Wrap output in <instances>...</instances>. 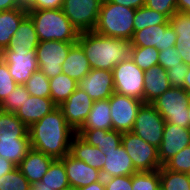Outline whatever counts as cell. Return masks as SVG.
Segmentation results:
<instances>
[{"mask_svg":"<svg viewBox=\"0 0 190 190\" xmlns=\"http://www.w3.org/2000/svg\"><path fill=\"white\" fill-rule=\"evenodd\" d=\"M135 10L103 0L93 31L106 37L123 38L130 41L134 34Z\"/></svg>","mask_w":190,"mask_h":190,"instance_id":"277c9868","label":"cell"},{"mask_svg":"<svg viewBox=\"0 0 190 190\" xmlns=\"http://www.w3.org/2000/svg\"><path fill=\"white\" fill-rule=\"evenodd\" d=\"M143 101L114 92L109 98L113 130L131 132Z\"/></svg>","mask_w":190,"mask_h":190,"instance_id":"8fae6325","label":"cell"},{"mask_svg":"<svg viewBox=\"0 0 190 190\" xmlns=\"http://www.w3.org/2000/svg\"><path fill=\"white\" fill-rule=\"evenodd\" d=\"M103 0H63L62 11L79 33L93 31Z\"/></svg>","mask_w":190,"mask_h":190,"instance_id":"30bf717a","label":"cell"},{"mask_svg":"<svg viewBox=\"0 0 190 190\" xmlns=\"http://www.w3.org/2000/svg\"><path fill=\"white\" fill-rule=\"evenodd\" d=\"M108 1L132 9H138L140 7L145 6V0H108Z\"/></svg>","mask_w":190,"mask_h":190,"instance_id":"c3c4849f","label":"cell"},{"mask_svg":"<svg viewBox=\"0 0 190 190\" xmlns=\"http://www.w3.org/2000/svg\"><path fill=\"white\" fill-rule=\"evenodd\" d=\"M39 39L32 20L27 16L19 25L9 45L3 51L36 50Z\"/></svg>","mask_w":190,"mask_h":190,"instance_id":"4316f807","label":"cell"},{"mask_svg":"<svg viewBox=\"0 0 190 190\" xmlns=\"http://www.w3.org/2000/svg\"><path fill=\"white\" fill-rule=\"evenodd\" d=\"M63 0H30L26 5L27 10L61 9Z\"/></svg>","mask_w":190,"mask_h":190,"instance_id":"bcb514c9","label":"cell"},{"mask_svg":"<svg viewBox=\"0 0 190 190\" xmlns=\"http://www.w3.org/2000/svg\"><path fill=\"white\" fill-rule=\"evenodd\" d=\"M77 43L84 50L91 69L112 71L117 64L131 55L130 41L106 37L94 31L80 33Z\"/></svg>","mask_w":190,"mask_h":190,"instance_id":"7a4b0ae2","label":"cell"},{"mask_svg":"<svg viewBox=\"0 0 190 190\" xmlns=\"http://www.w3.org/2000/svg\"><path fill=\"white\" fill-rule=\"evenodd\" d=\"M71 187L82 188L103 179L101 171L74 158L70 153L61 158Z\"/></svg>","mask_w":190,"mask_h":190,"instance_id":"e0dca14e","label":"cell"},{"mask_svg":"<svg viewBox=\"0 0 190 190\" xmlns=\"http://www.w3.org/2000/svg\"><path fill=\"white\" fill-rule=\"evenodd\" d=\"M31 149L30 136L0 135V157L18 166Z\"/></svg>","mask_w":190,"mask_h":190,"instance_id":"484cf974","label":"cell"},{"mask_svg":"<svg viewBox=\"0 0 190 190\" xmlns=\"http://www.w3.org/2000/svg\"><path fill=\"white\" fill-rule=\"evenodd\" d=\"M30 190H53V189L48 188L47 186H43V183L40 181L39 183L31 185Z\"/></svg>","mask_w":190,"mask_h":190,"instance_id":"11a10c76","label":"cell"},{"mask_svg":"<svg viewBox=\"0 0 190 190\" xmlns=\"http://www.w3.org/2000/svg\"><path fill=\"white\" fill-rule=\"evenodd\" d=\"M175 48L181 56L183 63L190 66V40H182V43L175 45Z\"/></svg>","mask_w":190,"mask_h":190,"instance_id":"7dc6e473","label":"cell"},{"mask_svg":"<svg viewBox=\"0 0 190 190\" xmlns=\"http://www.w3.org/2000/svg\"><path fill=\"white\" fill-rule=\"evenodd\" d=\"M62 190H77V189L74 188V187L69 186V187H67V188H65V189H62Z\"/></svg>","mask_w":190,"mask_h":190,"instance_id":"6f0895ef","label":"cell"},{"mask_svg":"<svg viewBox=\"0 0 190 190\" xmlns=\"http://www.w3.org/2000/svg\"><path fill=\"white\" fill-rule=\"evenodd\" d=\"M31 184L18 167L0 177V190H30Z\"/></svg>","mask_w":190,"mask_h":190,"instance_id":"74e56055","label":"cell"},{"mask_svg":"<svg viewBox=\"0 0 190 190\" xmlns=\"http://www.w3.org/2000/svg\"><path fill=\"white\" fill-rule=\"evenodd\" d=\"M94 100L79 87L58 106L66 119V122L77 132L86 121Z\"/></svg>","mask_w":190,"mask_h":190,"instance_id":"5bb4252c","label":"cell"},{"mask_svg":"<svg viewBox=\"0 0 190 190\" xmlns=\"http://www.w3.org/2000/svg\"><path fill=\"white\" fill-rule=\"evenodd\" d=\"M16 167L17 166L13 164L11 161L3 157H0V177H2L6 173L11 172Z\"/></svg>","mask_w":190,"mask_h":190,"instance_id":"681fc988","label":"cell"},{"mask_svg":"<svg viewBox=\"0 0 190 190\" xmlns=\"http://www.w3.org/2000/svg\"><path fill=\"white\" fill-rule=\"evenodd\" d=\"M169 24V18L157 11L151 10L146 6L135 10L133 19L134 32L153 25Z\"/></svg>","mask_w":190,"mask_h":190,"instance_id":"1f68e13d","label":"cell"},{"mask_svg":"<svg viewBox=\"0 0 190 190\" xmlns=\"http://www.w3.org/2000/svg\"><path fill=\"white\" fill-rule=\"evenodd\" d=\"M54 160L55 158L31 148L17 167L34 185L42 180Z\"/></svg>","mask_w":190,"mask_h":190,"instance_id":"ac0fdd59","label":"cell"},{"mask_svg":"<svg viewBox=\"0 0 190 190\" xmlns=\"http://www.w3.org/2000/svg\"><path fill=\"white\" fill-rule=\"evenodd\" d=\"M188 145H190V128H183L166 122L162 142L158 148L161 166Z\"/></svg>","mask_w":190,"mask_h":190,"instance_id":"9a60e30c","label":"cell"},{"mask_svg":"<svg viewBox=\"0 0 190 190\" xmlns=\"http://www.w3.org/2000/svg\"><path fill=\"white\" fill-rule=\"evenodd\" d=\"M43 186H47L53 190H62L70 186L64 162L61 159H55L48 171L42 177Z\"/></svg>","mask_w":190,"mask_h":190,"instance_id":"f546056e","label":"cell"},{"mask_svg":"<svg viewBox=\"0 0 190 190\" xmlns=\"http://www.w3.org/2000/svg\"><path fill=\"white\" fill-rule=\"evenodd\" d=\"M177 35L170 24L153 25L134 32L132 46L155 47L164 50L175 47Z\"/></svg>","mask_w":190,"mask_h":190,"instance_id":"7c38bea8","label":"cell"},{"mask_svg":"<svg viewBox=\"0 0 190 190\" xmlns=\"http://www.w3.org/2000/svg\"><path fill=\"white\" fill-rule=\"evenodd\" d=\"M77 42L39 41L35 50L38 70L49 79L62 73V64L70 48Z\"/></svg>","mask_w":190,"mask_h":190,"instance_id":"ba28073f","label":"cell"},{"mask_svg":"<svg viewBox=\"0 0 190 190\" xmlns=\"http://www.w3.org/2000/svg\"><path fill=\"white\" fill-rule=\"evenodd\" d=\"M91 146H96L104 153L121 145L122 133L115 130L79 129L76 132Z\"/></svg>","mask_w":190,"mask_h":190,"instance_id":"cb8c5ba5","label":"cell"},{"mask_svg":"<svg viewBox=\"0 0 190 190\" xmlns=\"http://www.w3.org/2000/svg\"><path fill=\"white\" fill-rule=\"evenodd\" d=\"M77 190H105L104 178L100 181L95 182V183H91L88 186L78 188Z\"/></svg>","mask_w":190,"mask_h":190,"instance_id":"816d5d0a","label":"cell"},{"mask_svg":"<svg viewBox=\"0 0 190 190\" xmlns=\"http://www.w3.org/2000/svg\"><path fill=\"white\" fill-rule=\"evenodd\" d=\"M21 5H26L30 0H18Z\"/></svg>","mask_w":190,"mask_h":190,"instance_id":"9f6ffc18","label":"cell"},{"mask_svg":"<svg viewBox=\"0 0 190 190\" xmlns=\"http://www.w3.org/2000/svg\"><path fill=\"white\" fill-rule=\"evenodd\" d=\"M163 166L174 172L188 173L190 170V145L175 154Z\"/></svg>","mask_w":190,"mask_h":190,"instance_id":"ab89813d","label":"cell"},{"mask_svg":"<svg viewBox=\"0 0 190 190\" xmlns=\"http://www.w3.org/2000/svg\"><path fill=\"white\" fill-rule=\"evenodd\" d=\"M0 56L17 84L23 85L38 70L35 50L2 51Z\"/></svg>","mask_w":190,"mask_h":190,"instance_id":"4fadbf2b","label":"cell"},{"mask_svg":"<svg viewBox=\"0 0 190 190\" xmlns=\"http://www.w3.org/2000/svg\"><path fill=\"white\" fill-rule=\"evenodd\" d=\"M145 6L166 15L169 19L177 12V0H145Z\"/></svg>","mask_w":190,"mask_h":190,"instance_id":"7bdbcfd3","label":"cell"},{"mask_svg":"<svg viewBox=\"0 0 190 190\" xmlns=\"http://www.w3.org/2000/svg\"><path fill=\"white\" fill-rule=\"evenodd\" d=\"M188 117H189V123H190V101H189V105H188Z\"/></svg>","mask_w":190,"mask_h":190,"instance_id":"680465c9","label":"cell"},{"mask_svg":"<svg viewBox=\"0 0 190 190\" xmlns=\"http://www.w3.org/2000/svg\"><path fill=\"white\" fill-rule=\"evenodd\" d=\"M23 85L32 96L50 98L49 78L39 70L32 73Z\"/></svg>","mask_w":190,"mask_h":190,"instance_id":"e575fe53","label":"cell"},{"mask_svg":"<svg viewBox=\"0 0 190 190\" xmlns=\"http://www.w3.org/2000/svg\"><path fill=\"white\" fill-rule=\"evenodd\" d=\"M74 158L84 161L89 166L102 171L106 155L96 146H91L77 133L70 145V152Z\"/></svg>","mask_w":190,"mask_h":190,"instance_id":"603a6c76","label":"cell"},{"mask_svg":"<svg viewBox=\"0 0 190 190\" xmlns=\"http://www.w3.org/2000/svg\"><path fill=\"white\" fill-rule=\"evenodd\" d=\"M0 135L29 136L28 127L16 114L0 110Z\"/></svg>","mask_w":190,"mask_h":190,"instance_id":"d6a6232c","label":"cell"},{"mask_svg":"<svg viewBox=\"0 0 190 190\" xmlns=\"http://www.w3.org/2000/svg\"><path fill=\"white\" fill-rule=\"evenodd\" d=\"M57 107L51 98L30 95L15 114L27 127H30Z\"/></svg>","mask_w":190,"mask_h":190,"instance_id":"ffe728a7","label":"cell"},{"mask_svg":"<svg viewBox=\"0 0 190 190\" xmlns=\"http://www.w3.org/2000/svg\"><path fill=\"white\" fill-rule=\"evenodd\" d=\"M18 84L12 78L7 63L0 56V103L11 93Z\"/></svg>","mask_w":190,"mask_h":190,"instance_id":"60d3db41","label":"cell"},{"mask_svg":"<svg viewBox=\"0 0 190 190\" xmlns=\"http://www.w3.org/2000/svg\"><path fill=\"white\" fill-rule=\"evenodd\" d=\"M169 24L177 35L176 45L181 44L182 40H190V13L175 12Z\"/></svg>","mask_w":190,"mask_h":190,"instance_id":"f35d334b","label":"cell"},{"mask_svg":"<svg viewBox=\"0 0 190 190\" xmlns=\"http://www.w3.org/2000/svg\"><path fill=\"white\" fill-rule=\"evenodd\" d=\"M112 71L116 93L144 102V71L131 58L117 64Z\"/></svg>","mask_w":190,"mask_h":190,"instance_id":"8992f818","label":"cell"},{"mask_svg":"<svg viewBox=\"0 0 190 190\" xmlns=\"http://www.w3.org/2000/svg\"><path fill=\"white\" fill-rule=\"evenodd\" d=\"M28 133L32 149L61 159L69 154L76 131L66 122L62 110L57 107L28 127Z\"/></svg>","mask_w":190,"mask_h":190,"instance_id":"6da1fadb","label":"cell"},{"mask_svg":"<svg viewBox=\"0 0 190 190\" xmlns=\"http://www.w3.org/2000/svg\"><path fill=\"white\" fill-rule=\"evenodd\" d=\"M190 94L181 87H170L151 104L165 119V122L190 128L188 105Z\"/></svg>","mask_w":190,"mask_h":190,"instance_id":"5b68a950","label":"cell"},{"mask_svg":"<svg viewBox=\"0 0 190 190\" xmlns=\"http://www.w3.org/2000/svg\"><path fill=\"white\" fill-rule=\"evenodd\" d=\"M39 41L77 42L78 30L71 24L62 9L27 10Z\"/></svg>","mask_w":190,"mask_h":190,"instance_id":"3957f363","label":"cell"},{"mask_svg":"<svg viewBox=\"0 0 190 190\" xmlns=\"http://www.w3.org/2000/svg\"><path fill=\"white\" fill-rule=\"evenodd\" d=\"M28 16L24 5L0 11V53L7 48L20 23Z\"/></svg>","mask_w":190,"mask_h":190,"instance_id":"7402d4cb","label":"cell"},{"mask_svg":"<svg viewBox=\"0 0 190 190\" xmlns=\"http://www.w3.org/2000/svg\"><path fill=\"white\" fill-rule=\"evenodd\" d=\"M132 190H160L159 170L134 173Z\"/></svg>","mask_w":190,"mask_h":190,"instance_id":"d590c367","label":"cell"},{"mask_svg":"<svg viewBox=\"0 0 190 190\" xmlns=\"http://www.w3.org/2000/svg\"><path fill=\"white\" fill-rule=\"evenodd\" d=\"M183 88L190 94V66L184 78Z\"/></svg>","mask_w":190,"mask_h":190,"instance_id":"db71d44e","label":"cell"},{"mask_svg":"<svg viewBox=\"0 0 190 190\" xmlns=\"http://www.w3.org/2000/svg\"><path fill=\"white\" fill-rule=\"evenodd\" d=\"M170 87L167 72L160 65L144 71V103H152Z\"/></svg>","mask_w":190,"mask_h":190,"instance_id":"44dd1931","label":"cell"},{"mask_svg":"<svg viewBox=\"0 0 190 190\" xmlns=\"http://www.w3.org/2000/svg\"><path fill=\"white\" fill-rule=\"evenodd\" d=\"M182 62V58L175 47H168L167 49L159 51L158 65H160L164 70L180 66V63Z\"/></svg>","mask_w":190,"mask_h":190,"instance_id":"b9f144b4","label":"cell"},{"mask_svg":"<svg viewBox=\"0 0 190 190\" xmlns=\"http://www.w3.org/2000/svg\"><path fill=\"white\" fill-rule=\"evenodd\" d=\"M160 190H190L187 173L174 172L162 166L159 169Z\"/></svg>","mask_w":190,"mask_h":190,"instance_id":"4dcf8cb0","label":"cell"},{"mask_svg":"<svg viewBox=\"0 0 190 190\" xmlns=\"http://www.w3.org/2000/svg\"><path fill=\"white\" fill-rule=\"evenodd\" d=\"M21 6L18 0H0V11L19 8Z\"/></svg>","mask_w":190,"mask_h":190,"instance_id":"f907efd6","label":"cell"},{"mask_svg":"<svg viewBox=\"0 0 190 190\" xmlns=\"http://www.w3.org/2000/svg\"><path fill=\"white\" fill-rule=\"evenodd\" d=\"M78 87L85 91L91 99H109L114 90L113 71L91 69V71L78 82Z\"/></svg>","mask_w":190,"mask_h":190,"instance_id":"2e32d148","label":"cell"},{"mask_svg":"<svg viewBox=\"0 0 190 190\" xmlns=\"http://www.w3.org/2000/svg\"><path fill=\"white\" fill-rule=\"evenodd\" d=\"M50 98L60 106L77 89L78 82L66 74H58L49 79Z\"/></svg>","mask_w":190,"mask_h":190,"instance_id":"f1b7e54d","label":"cell"},{"mask_svg":"<svg viewBox=\"0 0 190 190\" xmlns=\"http://www.w3.org/2000/svg\"><path fill=\"white\" fill-rule=\"evenodd\" d=\"M159 50L155 47L132 46L130 58L143 71L158 65Z\"/></svg>","mask_w":190,"mask_h":190,"instance_id":"836d02e7","label":"cell"},{"mask_svg":"<svg viewBox=\"0 0 190 190\" xmlns=\"http://www.w3.org/2000/svg\"><path fill=\"white\" fill-rule=\"evenodd\" d=\"M105 190H132V175L104 178Z\"/></svg>","mask_w":190,"mask_h":190,"instance_id":"f6af8a7d","label":"cell"},{"mask_svg":"<svg viewBox=\"0 0 190 190\" xmlns=\"http://www.w3.org/2000/svg\"><path fill=\"white\" fill-rule=\"evenodd\" d=\"M165 123V119L151 103H144L138 111L131 132L159 148Z\"/></svg>","mask_w":190,"mask_h":190,"instance_id":"9c48e42d","label":"cell"},{"mask_svg":"<svg viewBox=\"0 0 190 190\" xmlns=\"http://www.w3.org/2000/svg\"><path fill=\"white\" fill-rule=\"evenodd\" d=\"M90 71V63L84 50L78 43H75L62 64V73L79 82Z\"/></svg>","mask_w":190,"mask_h":190,"instance_id":"d4e9b609","label":"cell"},{"mask_svg":"<svg viewBox=\"0 0 190 190\" xmlns=\"http://www.w3.org/2000/svg\"><path fill=\"white\" fill-rule=\"evenodd\" d=\"M80 129L113 130L109 99L96 100Z\"/></svg>","mask_w":190,"mask_h":190,"instance_id":"83f0119b","label":"cell"},{"mask_svg":"<svg viewBox=\"0 0 190 190\" xmlns=\"http://www.w3.org/2000/svg\"><path fill=\"white\" fill-rule=\"evenodd\" d=\"M177 11L190 13V0H177Z\"/></svg>","mask_w":190,"mask_h":190,"instance_id":"f5cc1de1","label":"cell"},{"mask_svg":"<svg viewBox=\"0 0 190 190\" xmlns=\"http://www.w3.org/2000/svg\"><path fill=\"white\" fill-rule=\"evenodd\" d=\"M104 154L106 158L101 171L103 178L133 175L138 172L122 144L116 149L104 152Z\"/></svg>","mask_w":190,"mask_h":190,"instance_id":"d6986e66","label":"cell"},{"mask_svg":"<svg viewBox=\"0 0 190 190\" xmlns=\"http://www.w3.org/2000/svg\"><path fill=\"white\" fill-rule=\"evenodd\" d=\"M188 69L189 65L183 62L180 63V66H175L167 69L166 72L170 86L183 88L184 78L186 73L188 72Z\"/></svg>","mask_w":190,"mask_h":190,"instance_id":"ee69618b","label":"cell"},{"mask_svg":"<svg viewBox=\"0 0 190 190\" xmlns=\"http://www.w3.org/2000/svg\"><path fill=\"white\" fill-rule=\"evenodd\" d=\"M29 96L30 94L27 92L24 85L18 84L16 88L0 103V110L15 114Z\"/></svg>","mask_w":190,"mask_h":190,"instance_id":"8d00e7d4","label":"cell"},{"mask_svg":"<svg viewBox=\"0 0 190 190\" xmlns=\"http://www.w3.org/2000/svg\"><path fill=\"white\" fill-rule=\"evenodd\" d=\"M122 146L132 159L135 169L156 171L162 166L158 157V148L147 143L132 132L122 133Z\"/></svg>","mask_w":190,"mask_h":190,"instance_id":"52a82bcc","label":"cell"}]
</instances>
